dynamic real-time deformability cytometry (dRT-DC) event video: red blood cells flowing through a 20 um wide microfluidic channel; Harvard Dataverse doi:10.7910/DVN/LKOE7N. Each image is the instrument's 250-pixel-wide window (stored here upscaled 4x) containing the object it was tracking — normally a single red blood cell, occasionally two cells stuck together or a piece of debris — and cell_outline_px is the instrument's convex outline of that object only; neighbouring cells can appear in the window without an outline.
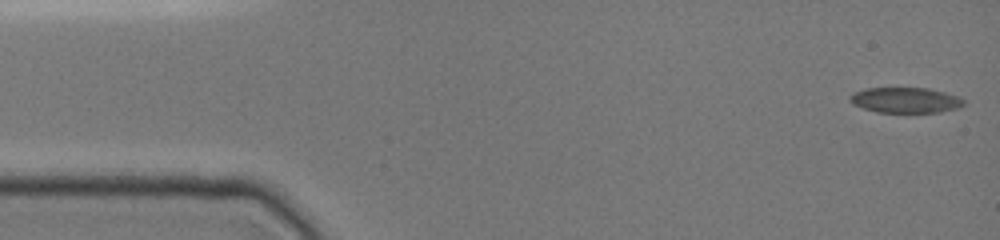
{"species": "common noctule bat (a hibernating species)", "species_latin": "Nyctalus noctula", "temperature_condition": "cold", "stored_images_in_passage": 46, "camera_frame_rate_fps": 3000, "um_per_image_px": 0.085, "animal": {"sex": "female", "body_mass_g": 19.0, "forearm_length_mm": 51.5}, "frame": {"image": 1, "passage_image": 1, "time_ms": 0.0, "image_size_px": [1000, 240], "cell_outline_px": [[964, 104], [960, 108], [940, 112], [876, 112], [852, 104], [848, 100], [848, 96], [864, 88], [928, 88], [960, 96], [964, 100]], "centroid_in_image_um": [76.97, 8.51], "position_along_channel_um": 8.0, "area_um2": 16.99}}
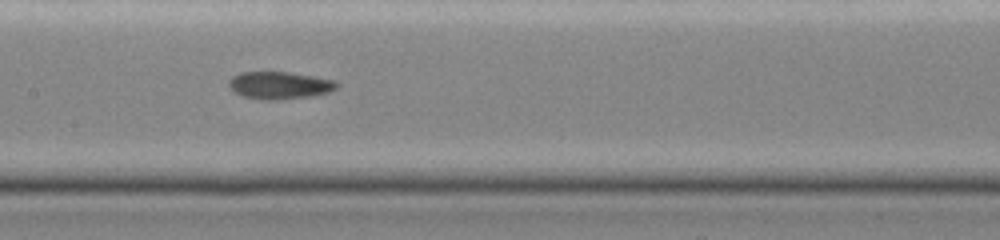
{"frame": {"image": 2, "passage_image": 28, "time_ms": 7.333, "image_size_px": [1000, 240], "cell_outline_px": [[340, 84], [336, 88], [328, 92], [308, 96], [276, 100], [264, 100], [244, 96], [232, 92], [228, 84], [228, 80], [232, 76], [240, 72], [292, 72], [336, 80]], "centroid_in_image_um": [23.74, 7.24], "position_along_channel_um": 183.7, "area_um2": 17.34}}
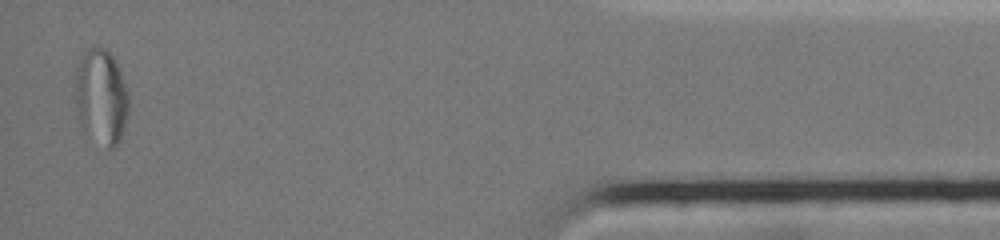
{"frame": {"image": 3, "passage_image": 46, "time_ms": 15.0, "image_size_px": [1000, 240], "cell_outline_px": [[128, 112], [124, 128], [120, 140], [112, 148], [108, 148], [84, 132], [80, 124], [72, 92], [76, 64], [80, 56], [84, 52], [92, 48], [104, 48], [116, 60], [124, 80], [128, 92]], "centroid_in_image_um": [8.55, 8.21], "position_along_channel_um": 426.6, "area_um2": 30.35}, "authors_computed_cell_mechanics": {"area_um2": 17.2533, "velocity_mm_per_s": 3.9662, "shape_relaxation_time_tau1_ms": null, "shape_relaxation_time_tau2_ms": 6.2744, "deformation_change_tau1": null, "deformation_change_tau2": 0.1365}}